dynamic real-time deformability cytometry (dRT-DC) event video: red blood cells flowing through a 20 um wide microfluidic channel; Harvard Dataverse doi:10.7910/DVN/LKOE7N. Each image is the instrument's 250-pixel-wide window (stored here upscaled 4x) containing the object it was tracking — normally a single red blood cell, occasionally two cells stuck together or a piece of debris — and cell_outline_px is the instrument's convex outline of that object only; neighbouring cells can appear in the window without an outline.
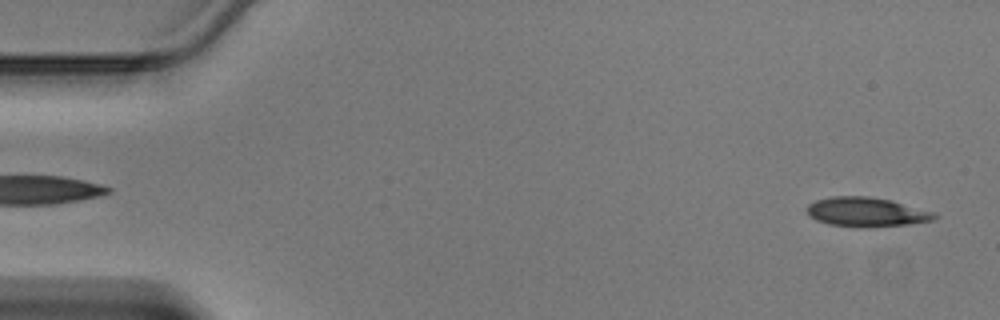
{"species": "Egyptian fruit bat (a non-hibernating species)", "species_latin": "Rousettus aegyptiacus", "temperature_condition": "warm", "stored_images_in_passage": 44, "camera_frame_rate_fps": 3000, "um_per_image_px": 0.085, "animal": {"sex": "male"}, "frame": {"image": 1, "passage_image": 1, "time_ms": 0.0, "image_size_px": [1000, 320], "cell_outline_px": [[940, 216], [932, 220], [908, 224], [872, 228], [856, 228], [828, 224], [816, 220], [808, 216], [808, 204], [816, 200], [832, 196], [868, 196], [892, 200], [936, 212]], "centroid_in_image_um": [73.67, 18.03], "position_along_channel_um": 11.3, "area_um2": 22.25}}
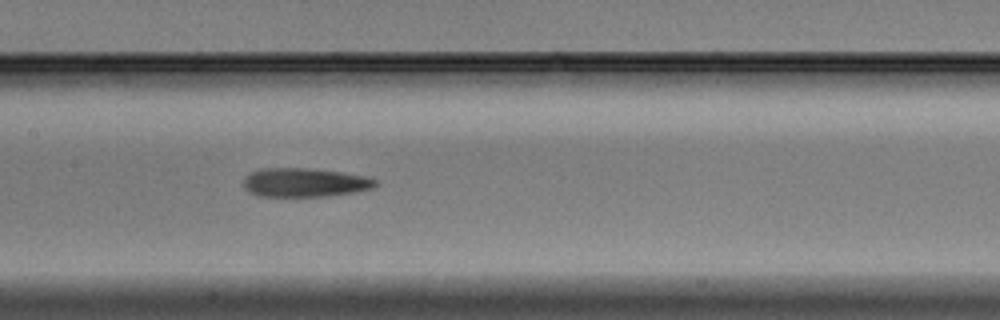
{"frame": {"image": 2, "passage_image": 21, "time_ms": 6.667, "image_size_px": [1000, 320], "cell_outline_px": [[380, 184], [372, 188], [356, 192], [328, 196], [256, 196], [248, 192], [244, 188], [244, 176], [252, 172], [264, 168], [308, 168], [340, 172], [364, 176], [380, 180]], "centroid_in_image_um": [25.92, 15.52], "position_along_channel_um": 181.5, "area_um2": 22.37}}
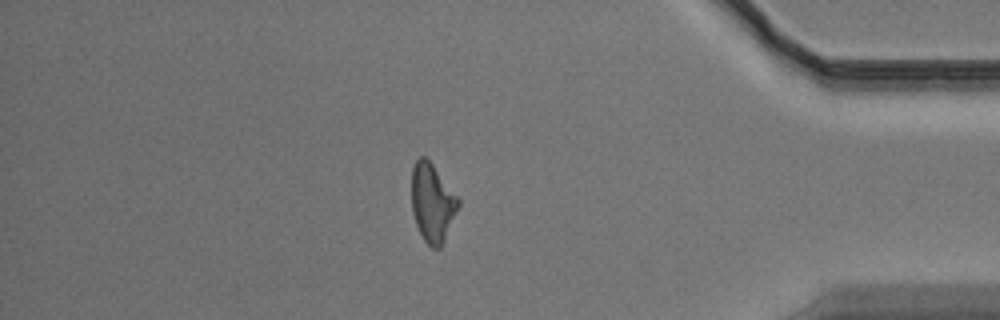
{"frame": {"image": 3, "passage_image": 38, "time_ms": 12.333, "image_size_px": [1000, 320], "cell_outline_px": [[460, 204], [444, 240], [440, 248], [432, 248], [424, 240], [416, 224], [412, 212], [412, 168], [416, 160], [420, 156], [424, 156], [432, 164], [460, 200]], "centroid_in_image_um": [36.74, 17.23], "position_along_channel_um": 398.5, "area_um2": 20.98}}